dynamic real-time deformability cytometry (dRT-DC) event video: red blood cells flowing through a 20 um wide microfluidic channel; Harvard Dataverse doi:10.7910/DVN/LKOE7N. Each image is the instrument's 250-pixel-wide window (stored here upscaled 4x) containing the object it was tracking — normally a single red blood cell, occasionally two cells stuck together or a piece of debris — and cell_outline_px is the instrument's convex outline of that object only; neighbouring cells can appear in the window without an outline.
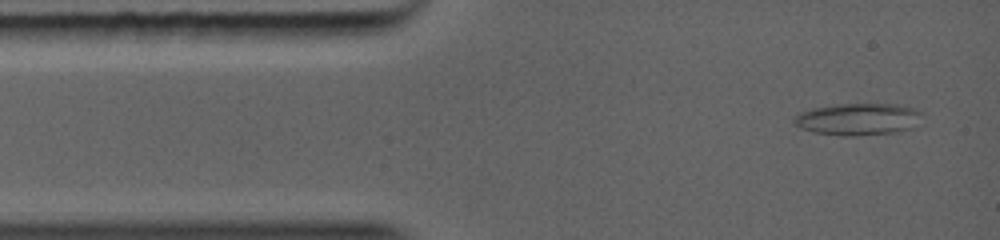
{"species": "common noctule bat (a hibernating species)", "species_latin": "Nyctalus noctula", "temperature_condition": "warm", "stored_images_in_passage": 45, "camera_frame_rate_fps": 5000, "um_per_image_px": 0.085, "animal": {"sex": "female", "body_mass_g": 19.0, "forearm_length_mm": 56.7}, "frame": {"image": 1, "passage_image": 2, "time_ms": 0.2, "image_size_px": [1000, 240], "cell_outline_px": [[924, 112], [916, 128], [896, 132], [852, 136], [844, 136], [812, 132], [800, 128], [792, 120], [792, 116], [800, 112], [812, 108], [836, 104], [876, 100], [904, 104], [916, 108]], "centroid_in_image_um": [73.03, 10.07], "position_along_channel_um": 12.0, "area_um2": 25.43}}
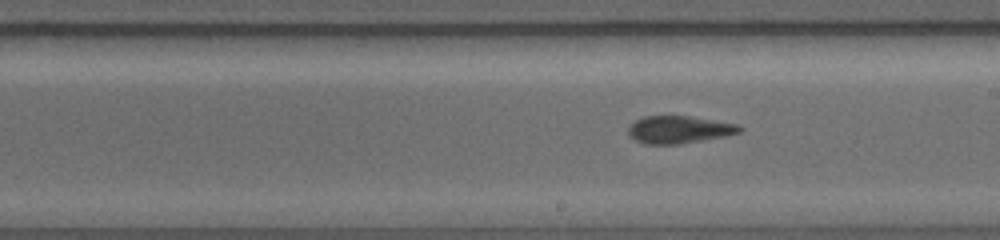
{"frame": {"image": 2, "passage_image": 23, "time_ms": 5.8, "image_size_px": [1000, 240], "cell_outline_px": [[744, 128], [740, 132], [724, 136], [680, 144], [644, 144], [628, 136], [628, 128], [636, 120], [644, 116], [688, 116], [736, 124]], "centroid_in_image_um": [57.69, 11.02], "position_along_channel_um": 231.3, "area_um2": 17.63}}
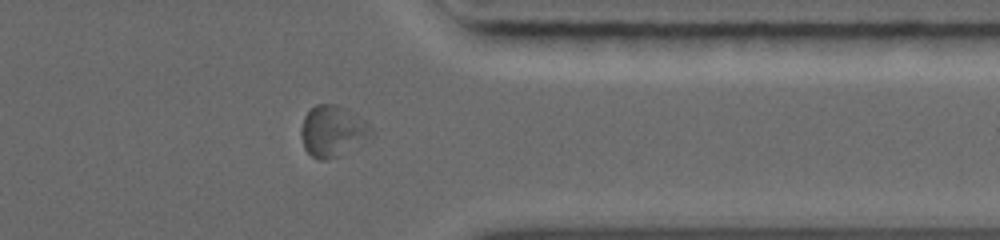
{"frame": {"image": 3, "passage_image": 34, "time_ms": 9.0, "image_size_px": [1000, 240], "cell_outline_px": [[372, 136], [336, 156], [324, 160], [320, 160], [312, 156], [304, 148], [300, 136], [300, 132], [304, 116], [316, 104], [336, 104], [344, 108], [372, 128]], "centroid_in_image_um": [28.2, 11.14], "position_along_channel_um": 383.2, "area_um2": 20.17}}